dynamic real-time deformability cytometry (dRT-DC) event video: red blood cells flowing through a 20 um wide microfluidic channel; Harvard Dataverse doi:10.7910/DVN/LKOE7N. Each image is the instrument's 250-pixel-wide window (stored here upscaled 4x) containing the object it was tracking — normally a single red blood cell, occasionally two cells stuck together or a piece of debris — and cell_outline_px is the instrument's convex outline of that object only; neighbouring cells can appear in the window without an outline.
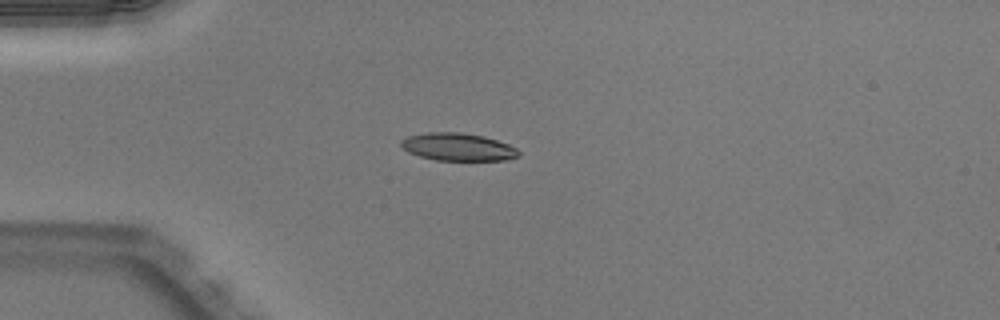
{"species": "Egyptian fruit bat (a non-hibernating species)", "species_latin": "Rousettus aegyptiacus", "temperature_condition": "warm", "stored_images_in_passage": 29, "camera_frame_rate_fps": 3000, "um_per_image_px": 0.085, "animal": {"sex": "male"}, "frame": {"image": 1, "passage_image": 1, "time_ms": 0.0, "image_size_px": [1000, 320], "cell_outline_px": [[520, 156], [508, 160], [436, 160], [420, 156], [408, 152], [400, 144], [400, 140], [408, 136], [428, 132], [460, 132], [484, 136], [508, 144], [516, 148], [520, 152]], "centroid_in_image_um": [38.94, 12.49], "position_along_channel_um": 46.1, "area_um2": 18.96}}
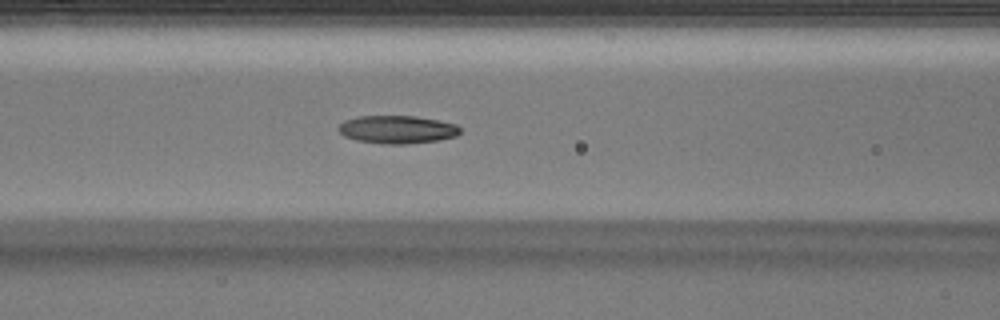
{"frame": {"image": 2, "passage_image": 9, "time_ms": 2.667, "image_size_px": [1000, 320], "cell_outline_px": [[460, 132], [456, 136], [436, 140], [404, 144], [384, 144], [356, 140], [344, 136], [336, 128], [344, 120], [360, 116], [416, 116], [456, 124], [460, 128]], "centroid_in_image_um": [33.73, 11.0], "position_along_channel_um": 132.9, "area_um2": 19.71}}
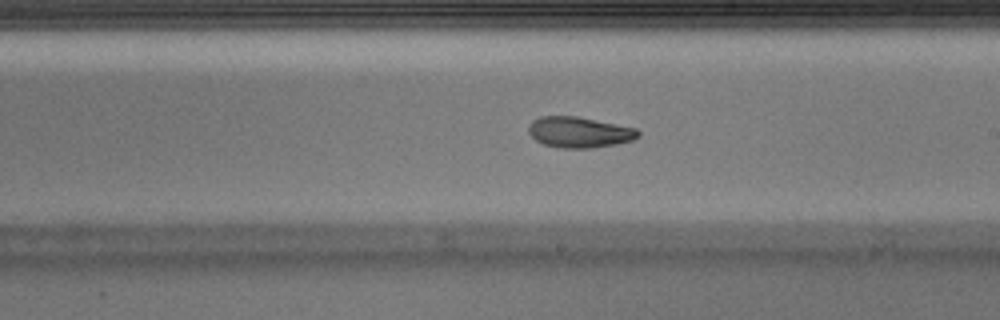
{"frame": {"image": 3, "passage_image": 17, "time_ms": 5.333, "image_size_px": [1000, 320], "cell_outline_px": [[640, 136], [632, 140], [616, 144], [592, 148], [560, 148], [544, 144], [536, 140], [528, 132], [528, 124], [532, 120], [540, 116], [576, 116], [636, 128], [640, 132]], "centroid_in_image_um": [49.22, 11.24], "position_along_channel_um": 239.8, "area_um2": 19.71}, "authors_computed_cell_mechanics": {"area_um2": 19.7098, "velocity_mm_per_s": 4.0132, "shape_relaxation_time_tau1_ms": null, "shape_relaxation_time_tau2_ms": 3.4852, "deformation_change_tau1": null, "deformation_change_tau2": 0.0965}}